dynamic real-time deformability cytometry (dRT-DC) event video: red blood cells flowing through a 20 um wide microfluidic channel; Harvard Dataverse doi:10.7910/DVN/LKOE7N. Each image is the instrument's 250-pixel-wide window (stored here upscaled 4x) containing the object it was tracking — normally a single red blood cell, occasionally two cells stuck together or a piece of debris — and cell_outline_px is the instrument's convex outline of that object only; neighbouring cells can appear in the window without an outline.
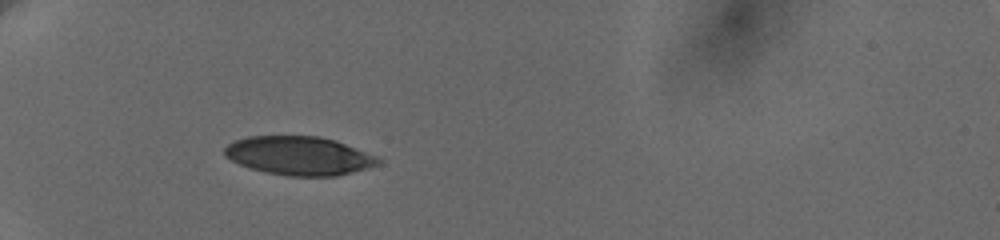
{"species": "human", "species_latin": "Homo sapiens", "temperature_condition": "cold", "stored_images_in_passage": 27, "camera_frame_rate_fps": 3000, "um_per_image_px": 0.085, "donor": {"sex": "female"}, "frame": {"image": 1, "passage_image": 1, "time_ms": 0.0, "image_size_px": [1000, 240], "cell_outline_px": [[380, 164], [352, 172], [336, 176], [288, 176], [268, 172], [252, 168], [240, 164], [224, 156], [224, 148], [228, 144], [236, 140], [248, 136], [320, 136], [336, 140], [376, 156], [380, 160]], "centroid_in_image_um": [25.42, 13.23], "position_along_channel_um": 59.6, "area_um2": 34.39}}
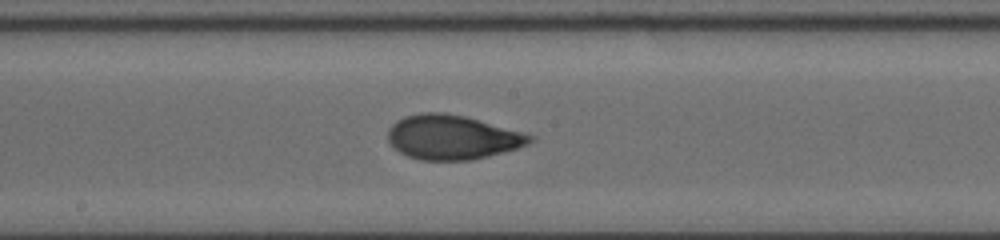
{"frame": {"image": 2, "passage_image": 11, "time_ms": 4.667, "image_size_px": [1000, 240], "cell_outline_px": [[532, 140], [528, 144], [504, 152], [472, 160], [420, 160], [408, 156], [400, 152], [388, 140], [388, 128], [396, 120], [404, 116], [420, 112], [444, 112], [464, 116], [532, 136]], "centroid_in_image_um": [38.36, 11.66], "position_along_channel_um": 209.8, "area_um2": 36.24}}
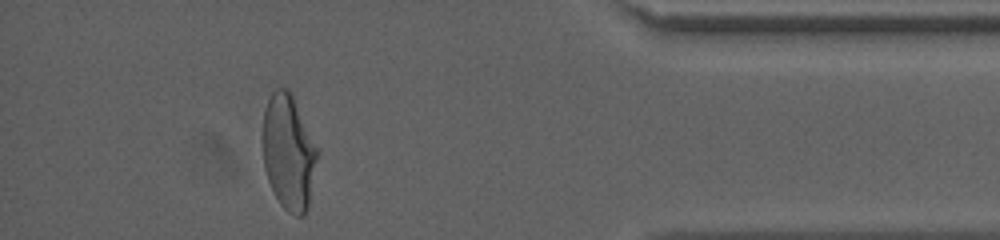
{"frame": {"image": 3, "passage_image": 23, "time_ms": 11.0, "image_size_px": [1000, 240], "cell_outline_px": [[320, 152], [308, 208], [304, 216], [296, 216], [288, 212], [280, 204], [268, 180], [264, 168], [264, 108], [272, 92], [276, 88], [288, 88]], "centroid_in_image_um": [24.56, 12.98], "position_along_channel_um": 410.6, "area_um2": 36.53}, "authors_computed_cell_mechanics": {"area_um2": 36.2406, "velocity_mm_per_s": 3.6522, "shape_relaxation_time_tau1_ms": 4.0242, "shape_relaxation_time_tau2_ms": 1.1227, "deformation_change_tau1": 0.1679, "deformation_change_tau2": 0.0627}}